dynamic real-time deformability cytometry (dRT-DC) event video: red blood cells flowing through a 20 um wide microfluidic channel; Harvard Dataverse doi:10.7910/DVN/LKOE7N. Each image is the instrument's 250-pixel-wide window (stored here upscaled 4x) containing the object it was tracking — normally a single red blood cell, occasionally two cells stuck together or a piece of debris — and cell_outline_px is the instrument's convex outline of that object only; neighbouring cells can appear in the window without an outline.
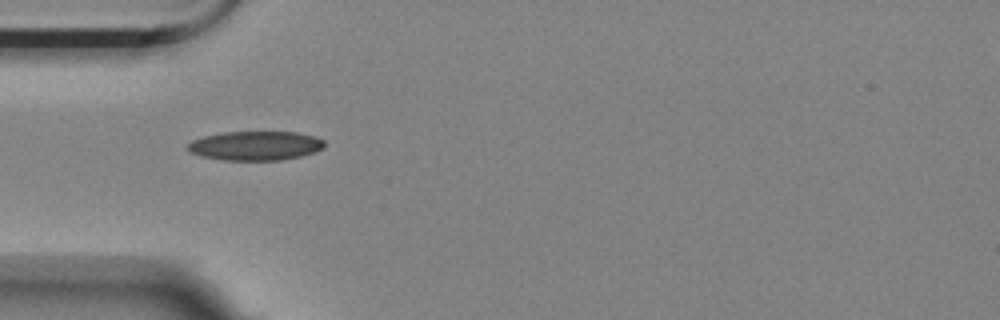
{"species": "Egyptian fruit bat (a non-hibernating species)", "species_latin": "Rousettus aegyptiacus", "temperature_condition": "room temperature", "stored_images_in_passage": 32, "camera_frame_rate_fps": 3000, "um_per_image_px": 0.085, "animal": {"sex": "female"}, "frame": {"image": 1, "passage_image": 1, "time_ms": 0.0, "image_size_px": [1000, 320], "cell_outline_px": [[324, 148], [316, 152], [300, 156], [280, 160], [224, 160], [200, 156], [192, 152], [188, 148], [188, 144], [192, 140], [204, 136], [224, 132], [296, 132], [316, 136], [324, 140]], "centroid_in_image_um": [21.75, 12.38], "position_along_channel_um": 63.3, "area_um2": 23.24}}
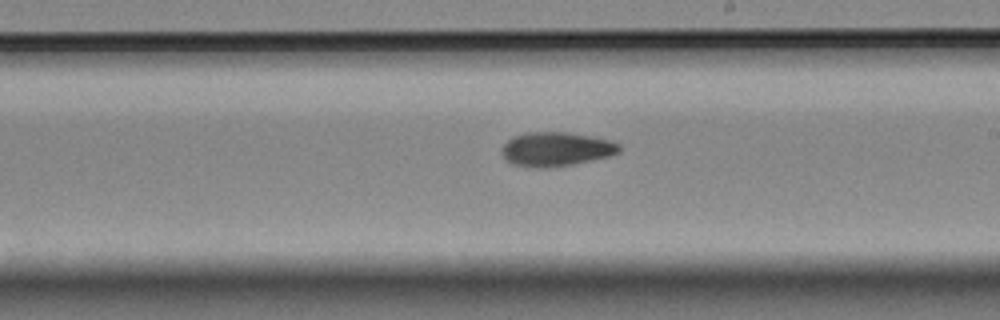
{"frame": {"image": 2, "passage_image": 16, "time_ms": 5.0, "image_size_px": [1000, 320], "cell_outline_px": [[620, 152], [608, 156], [572, 164], [544, 168], [536, 168], [512, 164], [504, 160], [504, 144], [512, 136], [528, 132], [564, 132], [588, 136], [608, 140], [620, 144]], "centroid_in_image_um": [47.24, 12.68], "position_along_channel_um": 241.8, "area_um2": 23.0}}
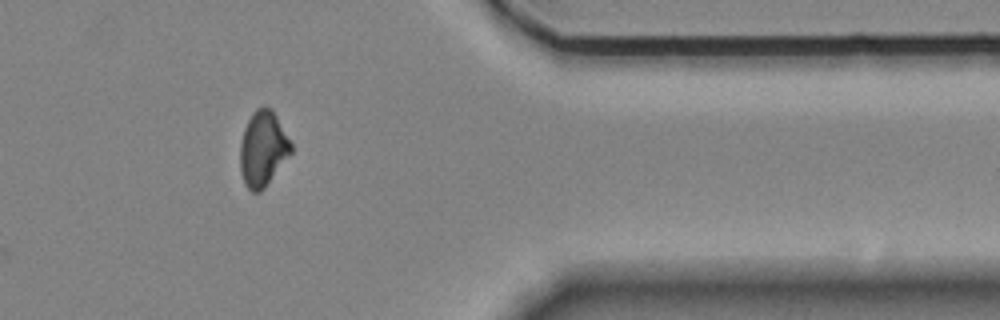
{"frame": {"image": 3, "passage_image": 30, "time_ms": 9.667, "image_size_px": [1000, 320], "cell_outline_px": [[292, 152], [264, 188], [260, 192], [252, 192], [244, 184], [240, 172], [240, 144], [244, 128], [252, 112], [256, 108], [264, 104], [272, 108], [292, 144]], "centroid_in_image_um": [22.33, 12.62], "position_along_channel_um": 389.1, "area_um2": 22.48}, "authors_computed_cell_mechanics": {"area_um2": 22.542, "velocity_mm_per_s": 3.5723, "shape_relaxation_time_tau1_ms": 8.1667, "shape_relaxation_time_tau2_ms": 3.6747, "deformation_change_tau1": 0.1867, "deformation_change_tau2": 0.0868}}